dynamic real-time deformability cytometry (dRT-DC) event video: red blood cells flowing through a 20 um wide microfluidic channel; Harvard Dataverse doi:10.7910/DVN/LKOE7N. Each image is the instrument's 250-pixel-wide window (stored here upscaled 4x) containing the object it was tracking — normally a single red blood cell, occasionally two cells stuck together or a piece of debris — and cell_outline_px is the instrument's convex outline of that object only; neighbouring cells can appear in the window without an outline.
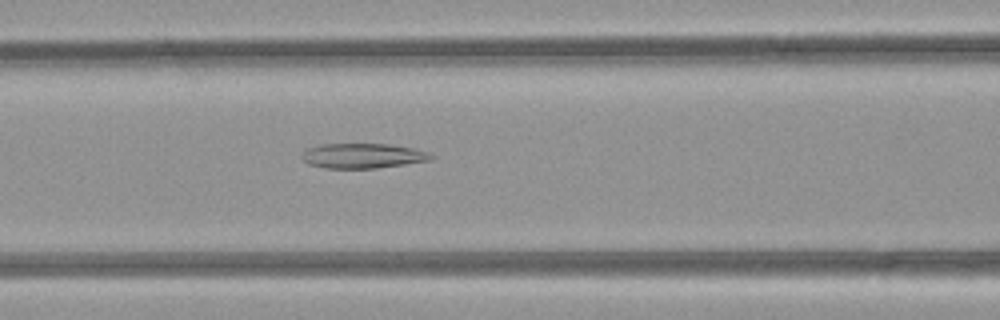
{"species": "common noctule bat (a hibernating species)", "species_latin": "Nyctalus noctula", "temperature_condition": "room temperature", "stored_images_in_passage": 42, "camera_frame_rate_fps": 3000, "um_per_image_px": 0.085, "animal": {"sex": "female", "body_mass_g": 21.9}, "frame": {"image": 1, "passage_image": 13, "time_ms": 4.0, "image_size_px": [1000, 320], "cell_outline_px": [[436, 156], [432, 160], [376, 168], [324, 168], [308, 164], [300, 156], [308, 148], [320, 144], [388, 144], [412, 148], [428, 152]], "centroid_in_image_um": [30.84, 13.24], "position_along_channel_um": 135.8, "area_um2": 18.73}}
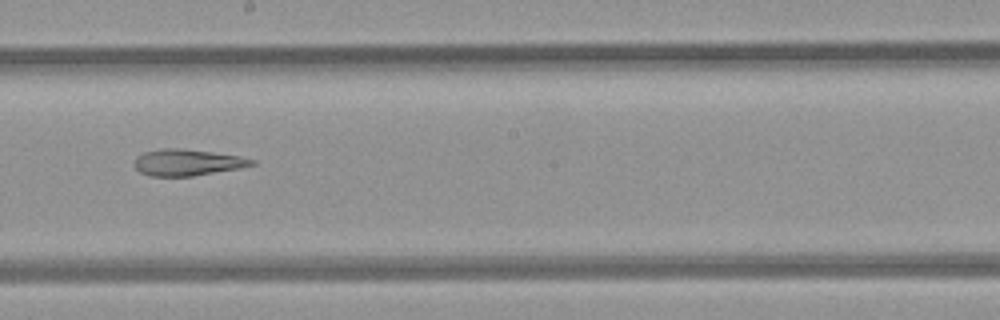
{"frame": {"image": 2, "passage_image": 20, "time_ms": 6.333, "image_size_px": [1000, 320], "cell_outline_px": [[256, 164], [240, 168], [192, 176], [152, 176], [140, 172], [136, 168], [136, 156], [144, 152], [160, 148], [176, 148], [212, 152], [236, 156], [256, 160]], "centroid_in_image_um": [15.92, 13.81], "position_along_channel_um": 232.3, "area_um2": 17.8}}
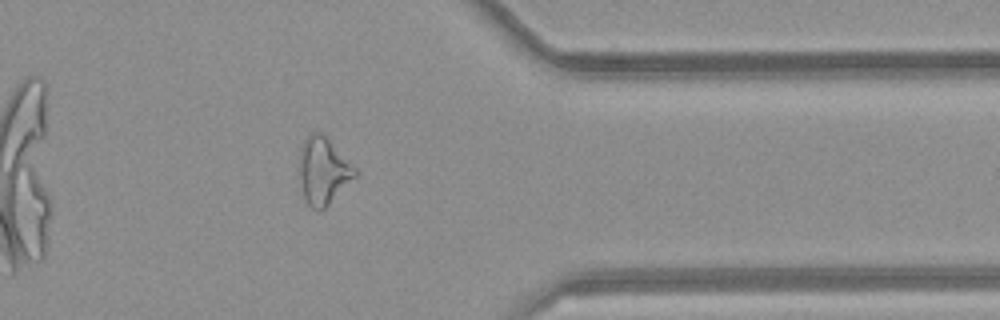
{"frame": {"image": 3, "passage_image": 32, "time_ms": 10.333, "image_size_px": [1000, 320], "cell_outline_px": [[356, 176], [320, 212], [312, 208], [308, 204], [300, 188], [300, 148], [304, 140], [312, 132], [320, 132], [356, 168]], "centroid_in_image_um": [27.45, 14.54], "position_along_channel_um": 384.0, "area_um2": 21.21}}